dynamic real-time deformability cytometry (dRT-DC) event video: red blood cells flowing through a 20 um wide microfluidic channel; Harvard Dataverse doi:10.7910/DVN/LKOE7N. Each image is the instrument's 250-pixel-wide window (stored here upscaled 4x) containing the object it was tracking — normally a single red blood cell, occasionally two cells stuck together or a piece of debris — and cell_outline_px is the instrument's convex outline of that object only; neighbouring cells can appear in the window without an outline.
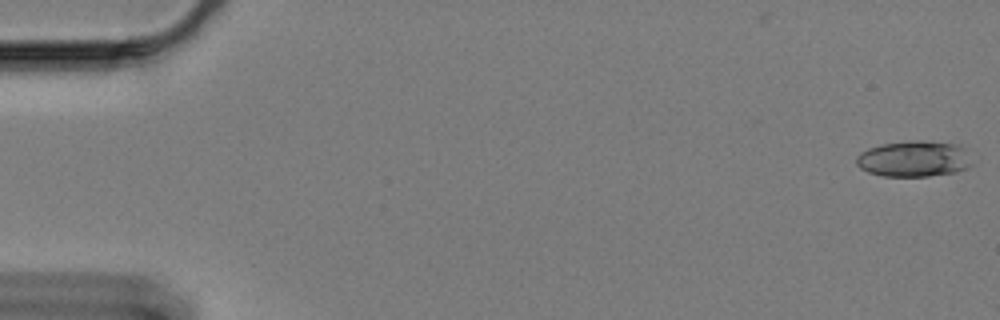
{"species": "Egyptian fruit bat (a non-hibernating species)", "species_latin": "Rousettus aegyptiacus", "temperature_condition": "cold", "stored_images_in_passage": 22, "camera_frame_rate_fps": 3000, "um_per_image_px": 0.085, "animal": {"sex": "female"}, "frame": {"image": 1, "passage_image": 1, "time_ms": 0.0, "image_size_px": [1000, 320], "cell_outline_px": [[972, 164], [968, 168], [952, 172], [928, 176], [884, 176], [868, 172], [860, 168], [856, 164], [856, 156], [860, 152], [868, 148], [880, 144], [960, 144], [964, 148]], "centroid_in_image_um": [77.63, 13.56], "position_along_channel_um": 7.4, "area_um2": 23.06}}
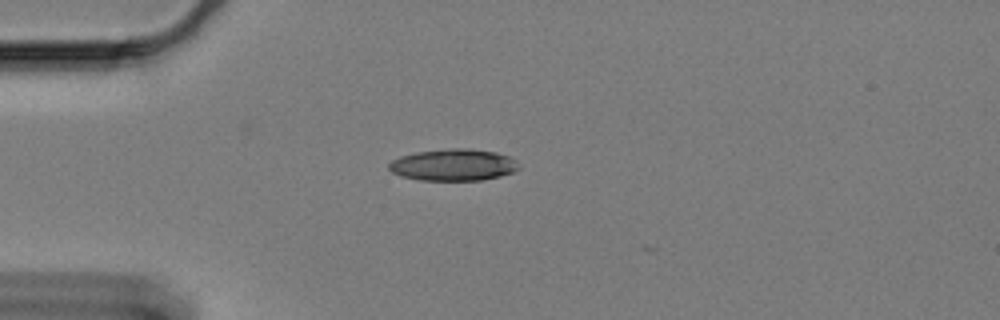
{"frame": {"image": 2, "passage_image": 16, "time_ms": 5.0, "image_size_px": [1000, 320], "cell_outline_px": [[520, 168], [512, 172], [500, 176], [480, 180], [420, 180], [400, 176], [392, 172], [388, 168], [388, 164], [392, 160], [400, 156], [416, 152], [448, 148], [468, 148], [496, 152], [508, 156]], "centroid_in_image_um": [38.48, 14.01], "position_along_channel_um": 46.5, "area_um2": 23.93}}
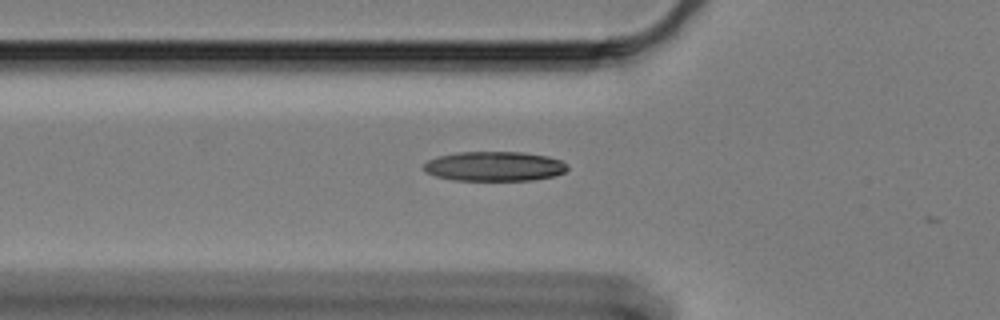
{"frame": {"image": 3, "passage_image": 21, "time_ms": 6.667, "image_size_px": [1000, 320], "cell_outline_px": [[568, 168], [564, 172], [552, 176], [532, 180], [456, 180], [436, 176], [424, 172], [424, 164], [428, 160], [436, 156], [456, 152], [524, 152], [548, 156], [560, 160], [568, 164]], "centroid_in_image_um": [42.01, 14.12], "position_along_channel_um": 83.8, "area_um2": 24.85}}